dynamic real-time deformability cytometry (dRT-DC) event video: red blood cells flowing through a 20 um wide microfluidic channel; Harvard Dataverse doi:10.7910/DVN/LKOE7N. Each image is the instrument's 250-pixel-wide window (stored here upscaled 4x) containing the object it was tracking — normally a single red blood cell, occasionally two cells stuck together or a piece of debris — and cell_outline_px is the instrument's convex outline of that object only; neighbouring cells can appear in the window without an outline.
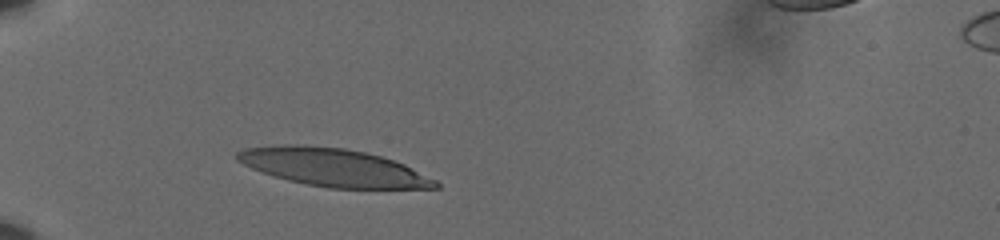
{"species": "human", "species_latin": "Homo sapiens", "temperature_condition": "cold", "stored_images_in_passage": 33, "camera_frame_rate_fps": 3000, "um_per_image_px": 0.085, "donor": {"sex": "male"}, "frame": {"image": 1, "passage_image": 1, "time_ms": 0.0, "image_size_px": [1000, 240], "cell_outline_px": [[440, 188], [328, 188], [304, 184], [272, 176], [252, 168], [236, 160], [236, 152], [244, 148], [284, 144], [296, 144], [344, 148], [364, 152], [380, 156], [404, 164], [436, 180], [440, 184]], "centroid_in_image_um": [28.29, 14.23], "position_along_channel_um": 56.7, "area_um2": 43.58}}
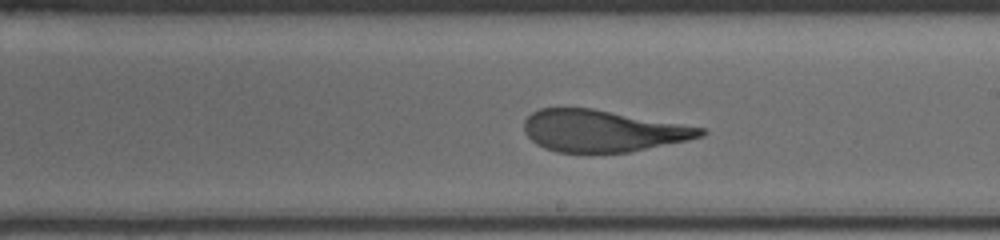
{"frame": {"image": 2, "passage_image": 18, "time_ms": 5.667, "image_size_px": [1000, 240], "cell_outline_px": [[708, 132], [704, 136], [688, 140], [628, 152], [556, 152], [544, 148], [536, 144], [524, 132], [524, 120], [532, 112], [540, 108], [592, 108], [704, 128]], "centroid_in_image_um": [51.2, 11.12], "position_along_channel_um": 237.8, "area_um2": 42.71}}
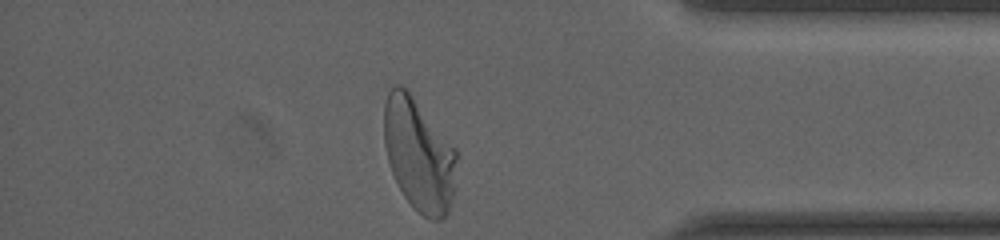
{"frame": {"image": 3, "passage_image": 33, "time_ms": 10.667, "image_size_px": [1000, 240], "cell_outline_px": [[456, 188], [448, 212], [440, 220], [428, 220], [404, 196], [392, 172], [388, 160], [384, 144], [384, 104], [388, 92], [396, 84], [400, 84], [408, 88], [456, 148]], "centroid_in_image_um": [35.62, 13.11], "position_along_channel_um": 399.6, "area_um2": 48.09}, "authors_computed_cell_mechanics": {"area_um2": 44.7372, "velocity_mm_per_s": 3.5989, "shape_relaxation_time_tau1_ms": 4.61, "shape_relaxation_time_tau2_ms": 0.967, "deformation_change_tau1": 0.2249, "deformation_change_tau2": 0.0881}}